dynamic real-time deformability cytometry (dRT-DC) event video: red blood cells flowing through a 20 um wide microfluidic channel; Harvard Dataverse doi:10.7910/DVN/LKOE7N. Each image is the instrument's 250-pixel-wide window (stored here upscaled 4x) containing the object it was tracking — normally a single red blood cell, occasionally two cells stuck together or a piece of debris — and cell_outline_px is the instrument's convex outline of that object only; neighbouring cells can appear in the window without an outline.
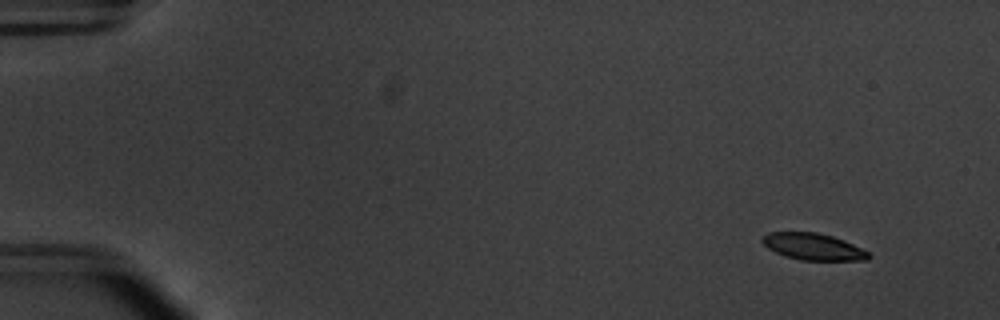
{"species": "common noctule bat (a hibernating species)", "species_latin": "Nyctalus noctula", "temperature_condition": "warm", "stored_images_in_passage": 56, "camera_frame_rate_fps": 3000, "um_per_image_px": 0.085, "animal": {"sex": "male", "body_mass_g": 20.1, "forearm_length_mm": 53.5}, "frame": {"image": 1, "passage_image": 6, "time_ms": 1.667, "image_size_px": [1000, 320], "cell_outline_px": [[872, 256], [868, 260], [800, 260], [784, 256], [768, 248], [760, 240], [768, 232], [816, 232], [832, 236], [844, 240], [868, 252]], "centroid_in_image_um": [69.11, 20.97], "position_along_channel_um": 15.9, "area_um2": 16.47}}
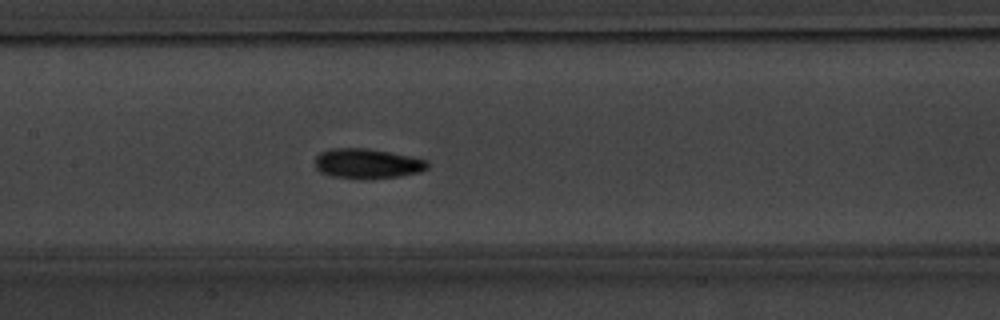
{"frame": {"image": 2, "passage_image": 29, "time_ms": 9.333, "image_size_px": [1000, 320], "cell_outline_px": [[428, 168], [420, 172], [400, 176], [332, 176], [320, 172], [316, 168], [316, 156], [320, 152], [332, 148], [368, 148], [428, 160]], "centroid_in_image_um": [31.22, 13.85], "position_along_channel_um": 176.2, "area_um2": 18.73}}
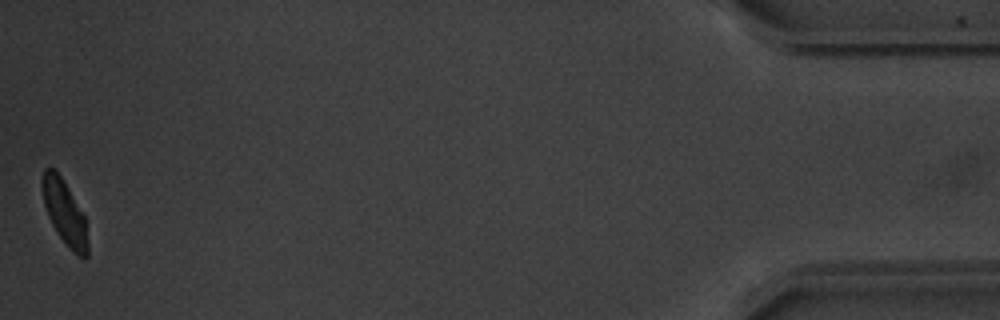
{"frame": {"image": 3, "passage_image": 56, "time_ms": 18.333, "image_size_px": [1000, 320], "cell_outline_px": [[88, 256], [84, 260], [76, 256], [72, 252], [60, 236], [52, 224], [48, 216], [44, 204], [40, 180], [44, 168], [52, 168], [60, 176], [84, 216], [88, 244]], "centroid_in_image_um": [5.48, 18.11], "position_along_channel_um": 429.7, "area_um2": 16.82}, "authors_computed_cell_mechanics": {"area_um2": 18.0336, "velocity_mm_per_s": 3.7653, "shape_relaxation_time_tau1_ms": 2.0448, "shape_relaxation_time_tau2_ms": 5.1573, "deformation_change_tau1": 0.1115, "deformation_change_tau2": 0.1024}}